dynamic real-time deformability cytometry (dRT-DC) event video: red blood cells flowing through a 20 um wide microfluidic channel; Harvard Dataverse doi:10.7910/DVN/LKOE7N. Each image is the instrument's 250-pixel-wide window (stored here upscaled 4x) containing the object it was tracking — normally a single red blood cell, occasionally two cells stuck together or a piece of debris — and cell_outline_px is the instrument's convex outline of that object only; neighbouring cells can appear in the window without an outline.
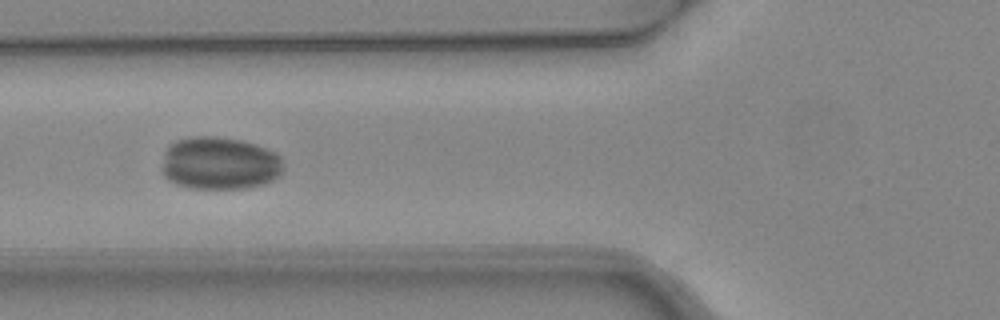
{"species": "common noctule bat (a hibernating species)", "species_latin": "Nyctalus noctula", "temperature_condition": "warm", "stored_images_in_passage": 7, "camera_frame_rate_fps": 3000, "um_per_image_px": 0.085, "animal": {"sex": "female", "body_mass_g": 24.6, "forearm_length_mm": 56.2}, "frame": {"image": 1, "passage_image": 5, "time_ms": 1.333, "image_size_px": [1000, 320], "cell_outline_px": [[284, 168], [272, 180], [264, 184], [244, 188], [192, 188], [176, 184], [168, 180], [164, 176], [160, 168], [164, 152], [168, 144], [176, 140], [196, 136], [216, 136], [240, 140], [256, 144], [276, 152], [280, 156]], "centroid_in_image_um": [18.62, 13.87], "position_along_channel_um": 107.2, "area_um2": 37.69}}
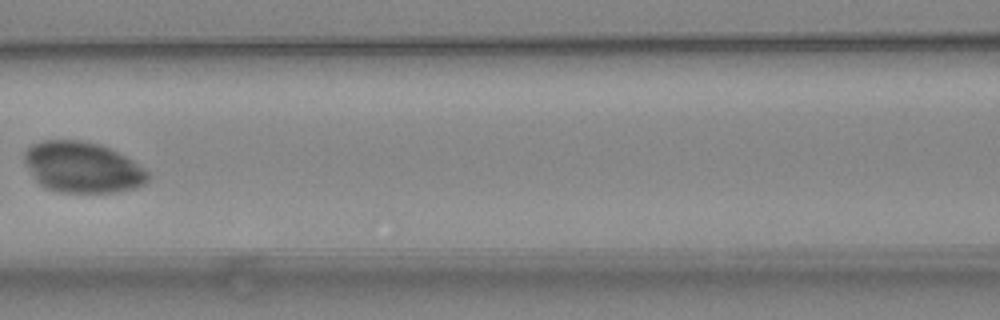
{"frame": {"image": 2, "passage_image": 6, "time_ms": 1.667, "image_size_px": [1000, 320], "cell_outline_px": [[148, 180], [144, 184], [132, 188], [112, 192], [60, 192], [44, 188], [36, 180], [28, 168], [24, 160], [24, 152], [32, 144], [44, 140], [80, 140], [100, 144], [112, 148], [132, 160], [148, 172]], "centroid_in_image_um": [6.99, 14.21], "position_along_channel_um": 159.6, "area_um2": 36.47}}